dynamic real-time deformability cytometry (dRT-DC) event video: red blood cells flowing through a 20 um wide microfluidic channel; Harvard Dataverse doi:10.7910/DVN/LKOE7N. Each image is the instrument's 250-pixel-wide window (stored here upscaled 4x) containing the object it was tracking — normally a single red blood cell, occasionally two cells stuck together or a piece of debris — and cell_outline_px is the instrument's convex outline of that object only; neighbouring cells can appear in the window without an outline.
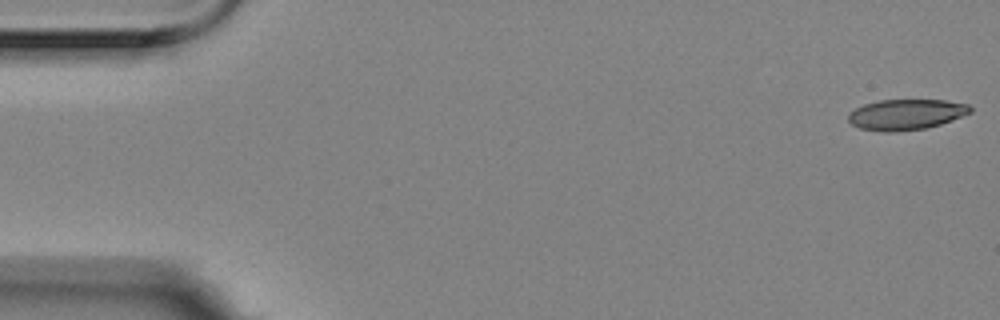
{"species": "Egyptian fruit bat (a non-hibernating species)", "species_latin": "Rousettus aegyptiacus", "temperature_condition": "room temperature", "stored_images_in_passage": 5, "camera_frame_rate_fps": 3000, "um_per_image_px": 0.085, "animal": {"sex": "female"}, "frame": {"image": 1, "passage_image": 1, "time_ms": 0.0, "image_size_px": [1000, 320], "cell_outline_px": [[972, 112], [940, 124], [924, 128], [896, 132], [884, 132], [860, 128], [852, 124], [848, 120], [848, 112], [864, 104], [880, 100], [944, 100], [968, 104], [972, 108]], "centroid_in_image_um": [77.0, 9.73], "position_along_channel_um": 8.0, "area_um2": 21.68}}
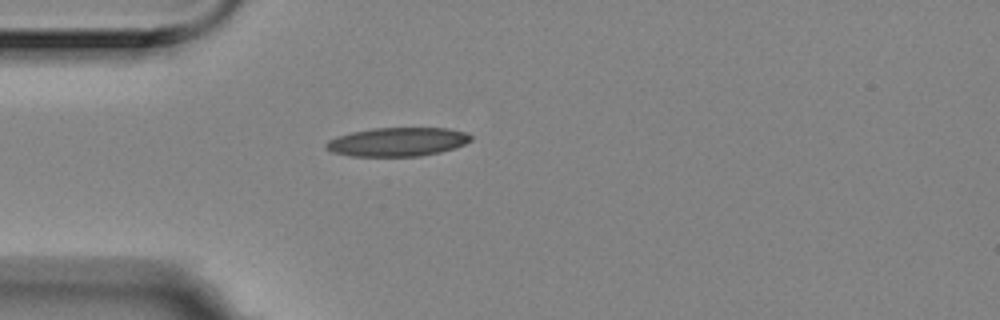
{"frame": {"image": 2, "passage_image": 5, "time_ms": 1.333, "image_size_px": [1000, 320], "cell_outline_px": [[472, 140], [464, 144], [440, 152], [420, 156], [348, 156], [332, 152], [324, 148], [324, 144], [328, 140], [336, 136], [352, 132], [372, 128], [448, 128], [464, 132], [472, 136]], "centroid_in_image_um": [33.73, 12.06], "position_along_channel_um": 51.3, "area_um2": 24.33}}